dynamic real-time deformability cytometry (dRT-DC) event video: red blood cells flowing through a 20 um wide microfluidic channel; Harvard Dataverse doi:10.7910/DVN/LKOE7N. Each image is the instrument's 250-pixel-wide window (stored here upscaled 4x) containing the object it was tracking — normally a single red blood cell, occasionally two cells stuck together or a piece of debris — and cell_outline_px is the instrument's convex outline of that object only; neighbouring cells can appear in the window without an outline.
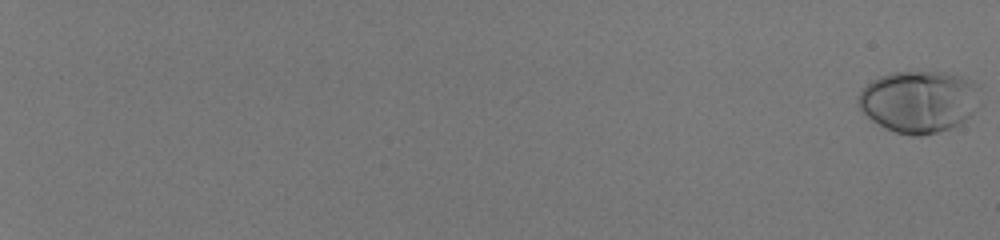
{"species": "human", "species_latin": "Homo sapiens", "temperature_condition": "room temperature", "stored_images_in_passage": 57, "camera_frame_rate_fps": 3000, "um_per_image_px": 0.085, "donor": {"sex": "male"}, "frame": {"image": 1, "passage_image": 1, "time_ms": 0.0, "image_size_px": [1000, 240], "cell_outline_px": [[984, 104], [960, 124], [952, 128], [924, 136], [912, 136], [896, 132], [884, 128], [872, 120], [856, 104], [856, 100], [860, 92], [872, 80], [880, 76], [892, 72], [944, 72], [964, 76], [980, 84]], "centroid_in_image_um": [78.22, 8.63], "position_along_channel_um": 6.8, "area_um2": 45.14}}
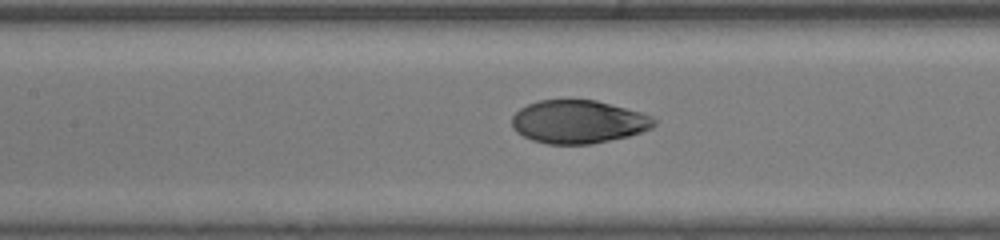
{"frame": {"image": 2, "passage_image": 34, "time_ms": 11.0, "image_size_px": [1000, 240], "cell_outline_px": [[656, 124], [652, 128], [628, 136], [592, 144], [548, 144], [532, 140], [516, 132], [512, 128], [512, 116], [520, 108], [536, 100], [596, 100], [640, 112], [652, 116], [656, 120]], "centroid_in_image_um": [49.14, 10.35], "position_along_channel_um": 158.3, "area_um2": 35.78}}
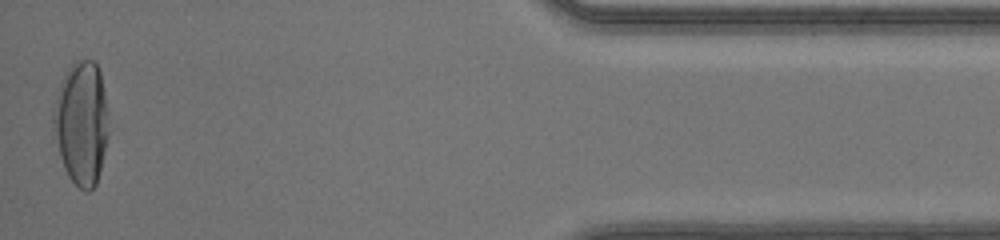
{"frame": {"image": 3, "passage_image": 57, "time_ms": 18.667, "image_size_px": [1000, 240], "cell_outline_px": [[108, 136], [96, 184], [88, 192], [84, 192], [68, 176], [64, 168], [60, 156], [52, 120], [52, 112], [56, 96], [60, 84], [64, 76], [72, 64], [76, 60], [92, 60], [96, 64], [100, 72], [108, 108]], "centroid_in_image_um": [6.93, 10.45], "position_along_channel_um": 428.3, "area_um2": 39.54}, "authors_computed_cell_mechanics": {"area_um2": 37.281, "velocity_mm_per_s": 4.1737, "shape_relaxation_time_tau1_ms": 3.3917, "shape_relaxation_time_tau2_ms": null, "deformation_change_tau1": 0.1958, "deformation_change_tau2": null}}